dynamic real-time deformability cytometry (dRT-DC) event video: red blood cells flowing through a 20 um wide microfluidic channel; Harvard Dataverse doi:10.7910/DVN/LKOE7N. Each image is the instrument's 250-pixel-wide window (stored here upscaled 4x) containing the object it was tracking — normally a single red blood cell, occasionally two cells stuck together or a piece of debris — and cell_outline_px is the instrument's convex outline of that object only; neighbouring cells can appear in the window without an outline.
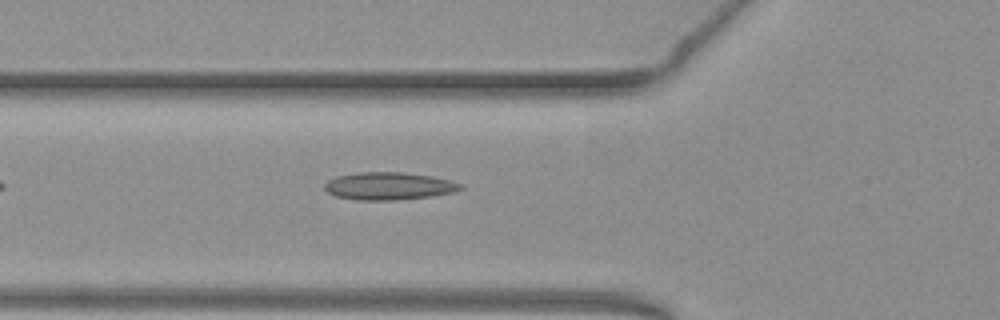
{"species": "common noctule bat (a hibernating species)", "species_latin": "Nyctalus noctula", "temperature_condition": "warm", "stored_images_in_passage": 38, "camera_frame_rate_fps": 3000, "um_per_image_px": 0.085, "animal": {"sex": "female", "body_mass_g": 19.3, "forearm_length_mm": 54.1}, "frame": {"image": 1, "passage_image": 4, "time_ms": 1.0, "image_size_px": [1000, 320], "cell_outline_px": [[464, 188], [456, 192], [432, 196], [396, 200], [356, 200], [336, 196], [328, 192], [324, 188], [324, 184], [328, 180], [336, 176], [360, 172], [400, 172], [432, 176], [448, 180], [460, 184]], "centroid_in_image_um": [33.04, 15.82], "position_along_channel_um": 92.8, "area_um2": 21.85}}
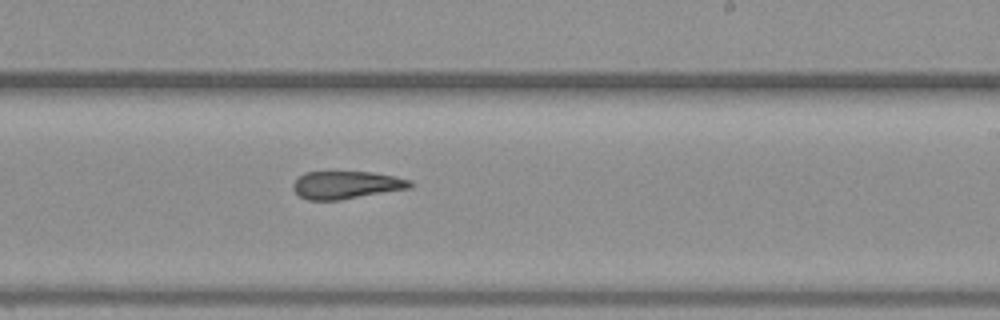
{"frame": {"image": 2, "passage_image": 17, "time_ms": 5.333, "image_size_px": [1000, 320], "cell_outline_px": [[412, 188], [340, 200], [308, 200], [300, 196], [292, 188], [292, 184], [304, 172], [372, 172], [412, 180]], "centroid_in_image_um": [29.45, 15.73], "position_along_channel_um": 259.6, "area_um2": 18.9}}
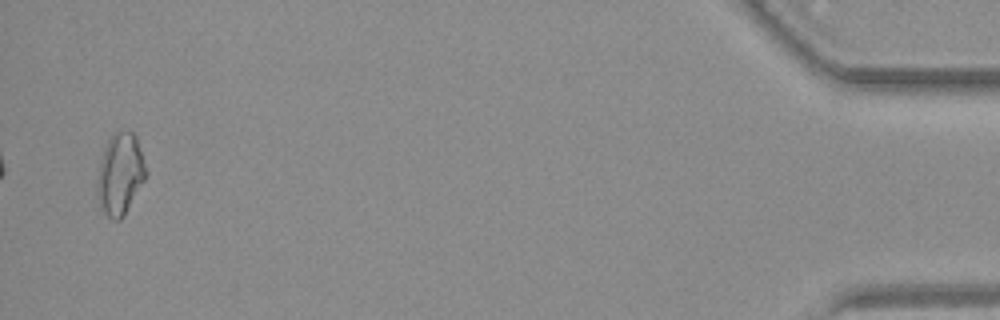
{"frame": {"image": 3, "passage_image": 37, "time_ms": 12.0, "image_size_px": [1000, 320], "cell_outline_px": [[148, 172], [144, 180], [124, 216], [120, 220], [112, 220], [100, 208], [96, 196], [96, 180], [100, 160], [104, 148], [112, 132], [124, 128], [132, 132], [136, 136]], "centroid_in_image_um": [10.19, 14.77], "position_along_channel_um": 425.0, "area_um2": 23.64}, "authors_computed_cell_mechanics": {"area_um2": 19.9699, "velocity_mm_per_s": 3.8367, "shape_relaxation_time_tau1_ms": null, "shape_relaxation_time_tau2_ms": 6.593, "deformation_change_tau1": null, "deformation_change_tau2": 0.1633}}